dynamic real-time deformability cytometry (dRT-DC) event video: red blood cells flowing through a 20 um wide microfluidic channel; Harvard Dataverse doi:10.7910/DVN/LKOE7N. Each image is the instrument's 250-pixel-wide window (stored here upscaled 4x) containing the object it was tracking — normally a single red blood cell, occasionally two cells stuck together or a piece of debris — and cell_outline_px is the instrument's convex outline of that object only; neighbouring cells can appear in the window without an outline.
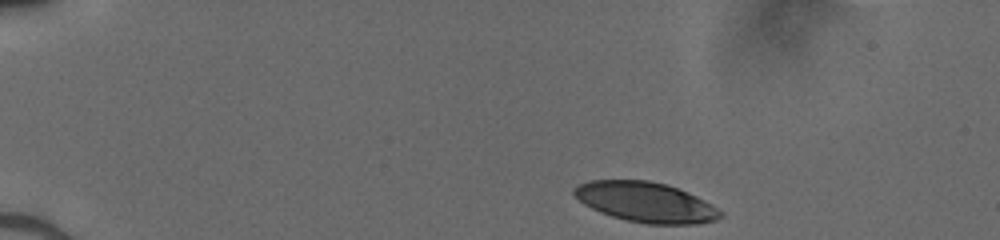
{"species": "human", "species_latin": "Homo sapiens", "temperature_condition": "cold", "stored_images_in_passage": 43, "camera_frame_rate_fps": 3000, "um_per_image_px": 0.085, "donor": {"sex": "male"}, "frame": {"image": 1, "passage_image": 1, "time_ms": 0.0, "image_size_px": [1000, 240], "cell_outline_px": [[724, 216], [716, 220], [700, 224], [648, 224], [624, 220], [600, 212], [584, 204], [572, 192], [572, 188], [588, 180], [648, 180], [668, 184], [696, 196], [712, 204], [724, 212]], "centroid_in_image_um": [54.92, 17.19], "position_along_channel_um": 30.1, "area_um2": 34.39}}
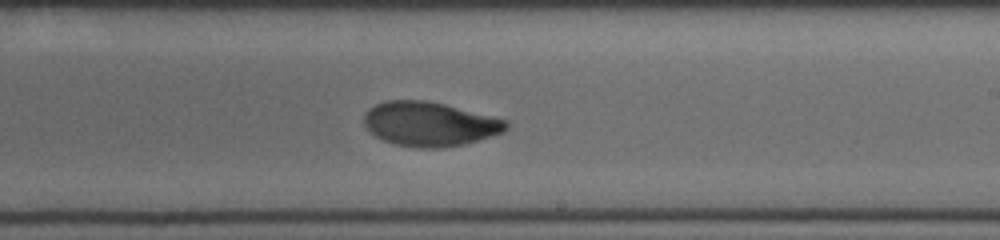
{"frame": {"image": 2, "passage_image": 24, "time_ms": 7.667, "image_size_px": [1000, 240], "cell_outline_px": [[508, 128], [504, 132], [492, 136], [464, 144], [440, 148], [416, 148], [392, 144], [376, 136], [364, 124], [364, 116], [368, 108], [376, 104], [388, 100], [424, 100], [444, 104], [508, 120]], "centroid_in_image_um": [36.53, 10.54], "position_along_channel_um": 252.5, "area_um2": 36.7}}
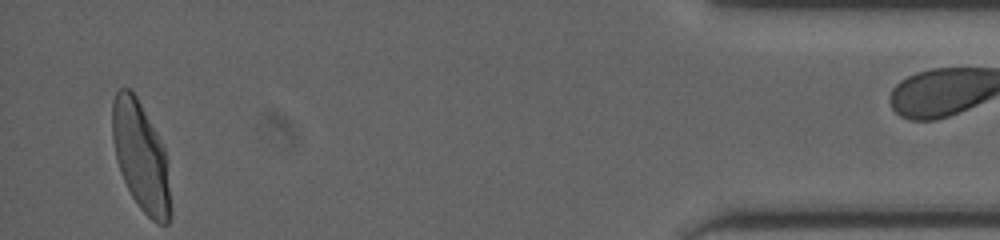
{"frame": {"image": 3, "passage_image": 41, "time_ms": 13.333, "image_size_px": [1000, 240], "cell_outline_px": [[168, 224], [156, 224], [140, 208], [132, 196], [120, 172], [116, 160], [112, 140], [112, 100], [116, 92], [120, 88], [128, 88], [136, 96], [164, 148], [168, 188]], "centroid_in_image_um": [11.9, 13.26], "position_along_channel_um": 423.3, "area_um2": 35.84}}